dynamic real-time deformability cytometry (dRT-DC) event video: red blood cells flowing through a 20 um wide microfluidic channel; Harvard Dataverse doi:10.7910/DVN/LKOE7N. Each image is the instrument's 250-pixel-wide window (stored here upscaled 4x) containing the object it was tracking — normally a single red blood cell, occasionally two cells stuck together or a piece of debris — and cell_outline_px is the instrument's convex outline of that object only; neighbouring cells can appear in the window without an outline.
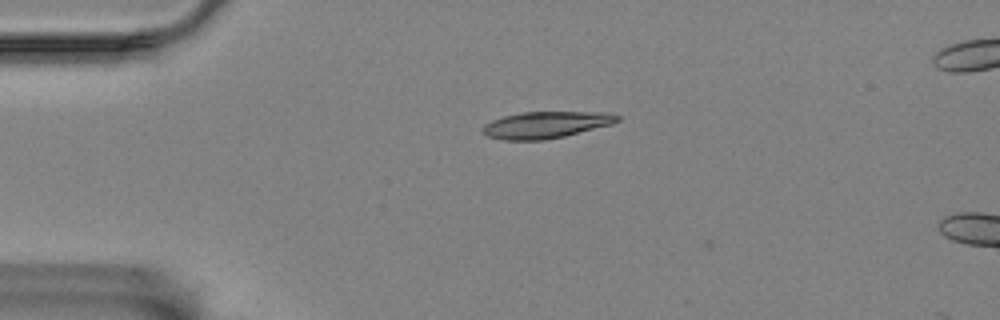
{"species": "Egyptian fruit bat (a non-hibernating species)", "species_latin": "Rousettus aegyptiacus", "temperature_condition": "room temperature", "stored_images_in_passage": 2, "camera_frame_rate_fps": 3000, "um_per_image_px": 0.085, "animal": {"sex": "female"}, "frame": {"image": 1, "passage_image": 1, "time_ms": 0.0, "image_size_px": [1000, 320], "cell_outline_px": [[620, 120], [612, 124], [564, 136], [544, 140], [504, 140], [488, 136], [480, 132], [484, 124], [492, 120], [504, 116], [524, 112], [608, 112], [620, 116]], "centroid_in_image_um": [46.39, 10.61], "position_along_channel_um": 38.6, "area_um2": 20.92}}